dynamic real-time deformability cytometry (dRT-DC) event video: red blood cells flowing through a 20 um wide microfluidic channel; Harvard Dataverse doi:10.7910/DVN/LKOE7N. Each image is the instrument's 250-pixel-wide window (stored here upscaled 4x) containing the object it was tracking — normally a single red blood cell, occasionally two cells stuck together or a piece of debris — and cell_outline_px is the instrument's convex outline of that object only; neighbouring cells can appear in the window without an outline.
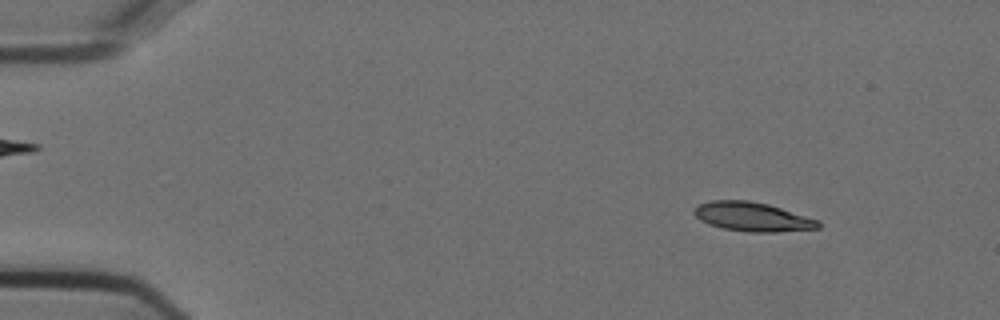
{"species": "Egyptian fruit bat (a non-hibernating species)", "species_latin": "Rousettus aegyptiacus", "temperature_condition": "cold", "stored_images_in_passage": 12, "camera_frame_rate_fps": 3000, "um_per_image_px": 0.085, "animal": {"sex": "female"}, "frame": {"image": 1, "passage_image": 4, "time_ms": 1.0, "image_size_px": [1000, 320], "cell_outline_px": [[820, 228], [776, 232], [748, 232], [720, 228], [708, 224], [700, 220], [692, 212], [700, 204], [712, 200], [748, 200], [768, 204], [820, 220]], "centroid_in_image_um": [63.96, 18.43], "position_along_channel_um": 21.0, "area_um2": 21.1}}